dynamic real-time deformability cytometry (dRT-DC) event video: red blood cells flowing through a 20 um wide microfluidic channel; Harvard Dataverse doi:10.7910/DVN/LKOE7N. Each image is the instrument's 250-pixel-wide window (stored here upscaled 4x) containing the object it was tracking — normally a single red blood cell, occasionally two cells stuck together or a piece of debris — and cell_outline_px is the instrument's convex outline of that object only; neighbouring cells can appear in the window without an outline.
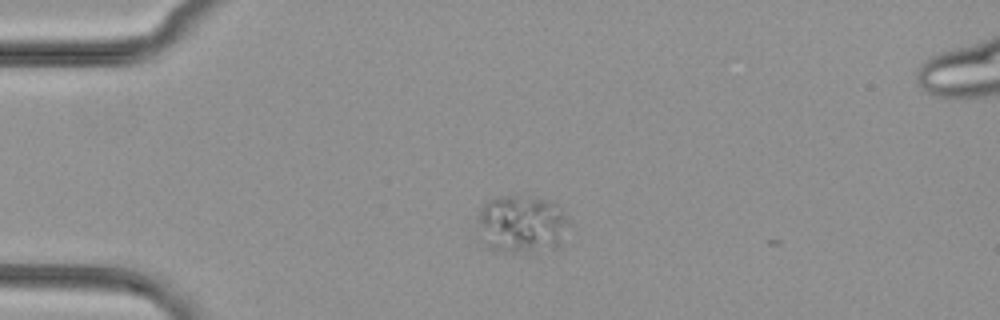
{"species": "common noctule bat (a hibernating species)", "species_latin": "Nyctalus noctula", "temperature_condition": "cold", "stored_images_in_passage": 3, "camera_frame_rate_fps": 3000, "um_per_image_px": 0.085, "animal": {"sex": "female", "body_mass_g": 29.2, "forearm_length_mm": 56.3}, "frame": {"image": 1, "passage_image": 1, "time_ms": 0.0, "image_size_px": [1000, 320], "cell_outline_px": [[568, 224], [560, 244], [556, 248], [528, 252], [492, 252], [484, 248], [480, 244], [476, 220], [484, 204], [488, 200], [504, 196], [528, 196], [548, 200], [564, 212], [568, 216]], "centroid_in_image_um": [44.26, 19.1], "position_along_channel_um": 40.7, "area_um2": 31.44}}